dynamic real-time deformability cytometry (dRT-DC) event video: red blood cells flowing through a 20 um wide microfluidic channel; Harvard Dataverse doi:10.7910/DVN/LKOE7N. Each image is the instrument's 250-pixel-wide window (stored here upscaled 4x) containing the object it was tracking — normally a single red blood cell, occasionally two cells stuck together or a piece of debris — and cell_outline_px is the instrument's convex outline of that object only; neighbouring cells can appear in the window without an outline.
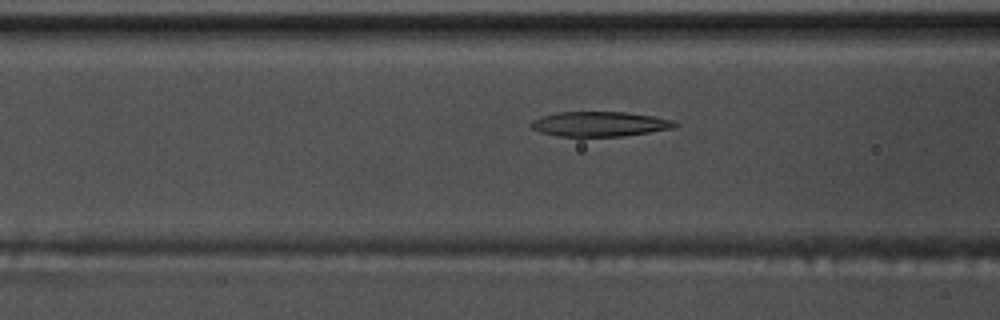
{"species": "common noctule bat (a hibernating species)", "species_latin": "Nyctalus noctula", "temperature_condition": "warm", "stored_images_in_passage": 55, "camera_frame_rate_fps": 3000, "um_per_image_px": 0.085, "animal": {"sex": "male", "body_mass_g": 17.5, "forearm_length_mm": 52.3}, "frame": {"image": 1, "passage_image": 22, "time_ms": 7.0, "image_size_px": [1000, 320], "cell_outline_px": [[680, 124], [676, 128], [624, 136], [556, 136], [540, 132], [532, 128], [528, 124], [532, 120], [556, 112], [624, 112], [652, 116], [672, 120]], "centroid_in_image_um": [50.98, 10.54], "position_along_channel_um": 115.6, "area_um2": 20.87}}
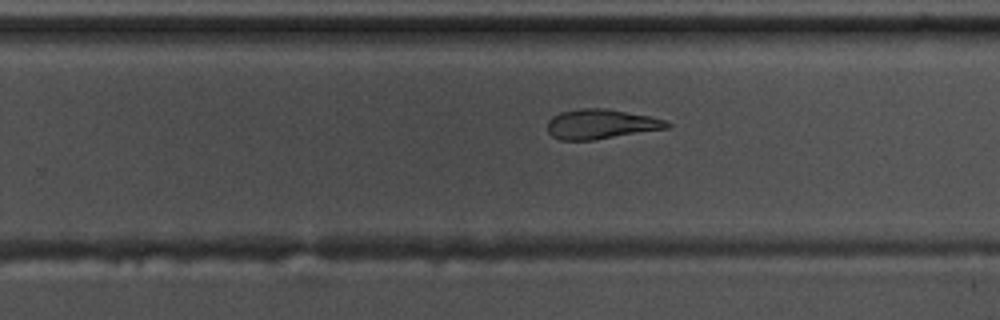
{"frame": {"image": 2, "passage_image": 35, "time_ms": 11.333, "image_size_px": [1000, 320], "cell_outline_px": [[672, 124], [668, 128], [592, 140], [560, 140], [552, 136], [548, 132], [548, 120], [552, 116], [560, 112], [580, 108], [608, 108], [648, 116], [664, 120]], "centroid_in_image_um": [51.04, 10.54], "position_along_channel_um": 278.8, "area_um2": 20.63}}
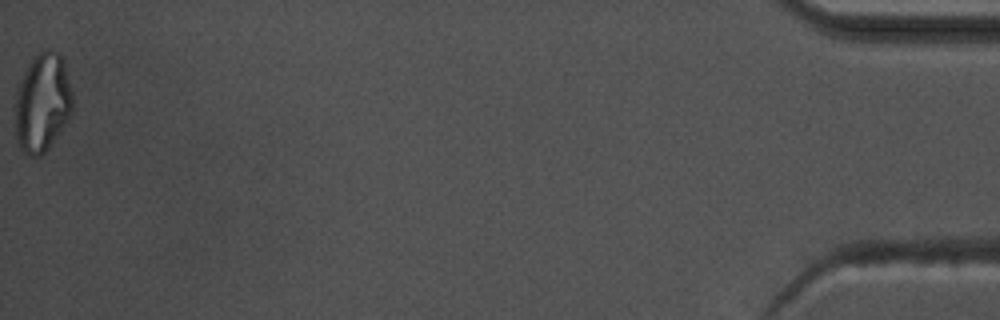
{"frame": {"image": 3, "passage_image": 55, "time_ms": 18.0, "image_size_px": [1000, 320], "cell_outline_px": [[72, 112], [68, 120], [60, 132], [48, 148], [40, 156], [28, 156], [20, 148], [16, 140], [16, 96], [24, 72], [32, 56], [36, 52], [44, 48], [52, 48], [60, 56], [64, 64], [72, 92]], "centroid_in_image_um": [3.61, 8.71], "position_along_channel_um": 431.6, "area_um2": 33.0}, "authors_computed_cell_mechanics": {"area_um2": 22.4842, "velocity_mm_per_s": 3.7709, "shape_relaxation_time_tau1_ms": 9.7334, "shape_relaxation_time_tau2_ms": 3.7573, "deformation_change_tau1": 0.2713, "deformation_change_tau2": 0.1322}}